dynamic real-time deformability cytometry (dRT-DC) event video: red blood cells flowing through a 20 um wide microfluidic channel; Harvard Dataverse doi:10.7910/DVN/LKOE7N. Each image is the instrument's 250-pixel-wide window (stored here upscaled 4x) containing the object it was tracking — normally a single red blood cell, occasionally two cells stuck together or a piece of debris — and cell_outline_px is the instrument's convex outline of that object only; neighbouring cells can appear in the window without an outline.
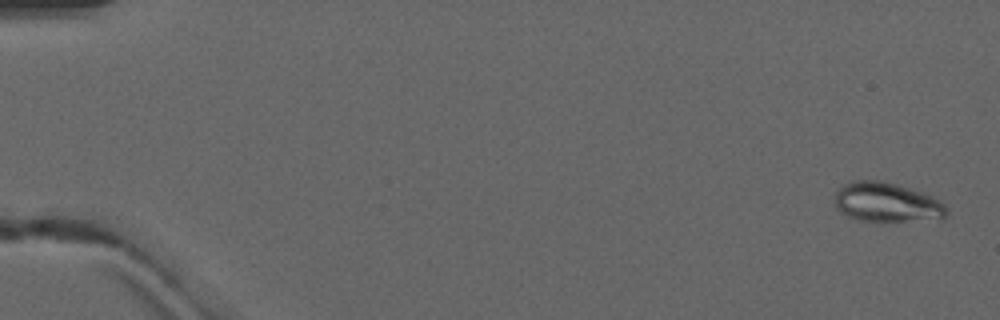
{"species": "common noctule bat (a hibernating species)", "species_latin": "Nyctalus noctula", "temperature_condition": "warm", "stored_images_in_passage": 5, "camera_frame_rate_fps": 3000, "um_per_image_px": 0.085, "animal": {"sex": "male", "forearm_length_mm": 52.5}, "frame": {"image": 1, "passage_image": 1, "time_ms": 0.0, "image_size_px": [1000, 320], "cell_outline_px": [[948, 212], [944, 220], [860, 220], [848, 216], [840, 212], [836, 208], [836, 192], [844, 184], [852, 180], [880, 180], [896, 184], [924, 192], [940, 200], [948, 208]], "centroid_in_image_um": [75.43, 17.19], "position_along_channel_um": 9.6, "area_um2": 25.78}}